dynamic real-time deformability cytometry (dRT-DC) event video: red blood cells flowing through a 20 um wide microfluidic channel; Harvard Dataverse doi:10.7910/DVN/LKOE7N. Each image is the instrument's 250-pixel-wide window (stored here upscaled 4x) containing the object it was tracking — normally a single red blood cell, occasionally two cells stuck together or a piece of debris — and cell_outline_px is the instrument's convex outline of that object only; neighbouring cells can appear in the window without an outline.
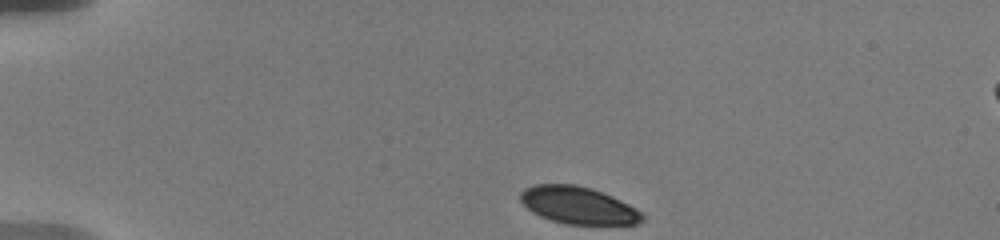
{"species": "human", "species_latin": "Homo sapiens", "temperature_condition": "warm", "stored_images_in_passage": 35, "camera_frame_rate_fps": 3000, "um_per_image_px": 0.085, "donor": {"sex": "male"}, "frame": {"image": 1, "passage_image": 1, "time_ms": 0.0, "image_size_px": [1000, 240], "cell_outline_px": [[644, 220], [636, 224], [564, 224], [540, 216], [532, 212], [520, 200], [520, 192], [524, 188], [536, 184], [572, 184], [592, 188], [612, 196], [644, 212]], "centroid_in_image_um": [49.16, 17.45], "position_along_channel_um": 35.8, "area_um2": 26.47}}
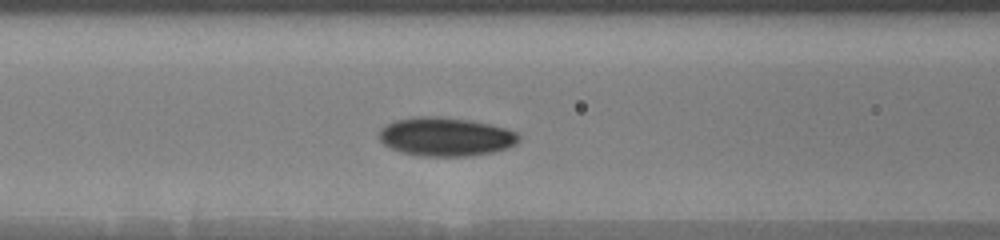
{"frame": {"image": 2, "passage_image": 25, "time_ms": 4.333, "image_size_px": [1000, 240], "cell_outline_px": [[520, 140], [516, 144], [508, 148], [492, 152], [472, 156], [420, 156], [400, 152], [384, 144], [380, 140], [380, 128], [396, 120], [412, 116], [436, 116], [468, 120], [488, 124], [520, 132]], "centroid_in_image_um": [37.91, 11.63], "position_along_channel_um": 128.7, "area_um2": 31.62}}
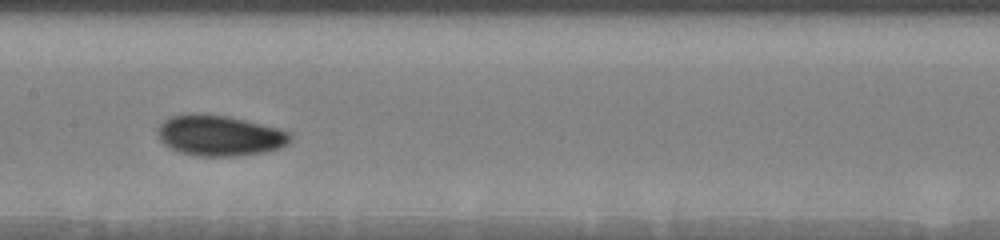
{"frame": {"image": 3, "passage_image": 34, "time_ms": 6.0, "image_size_px": [1000, 240], "cell_outline_px": [[292, 140], [288, 144], [280, 148], [264, 152], [236, 156], [196, 156], [180, 152], [164, 144], [160, 140], [156, 132], [156, 128], [164, 120], [172, 116], [224, 116], [244, 120], [292, 132]], "centroid_in_image_um": [18.7, 11.57], "position_along_channel_um": 188.7, "area_um2": 30.75}}